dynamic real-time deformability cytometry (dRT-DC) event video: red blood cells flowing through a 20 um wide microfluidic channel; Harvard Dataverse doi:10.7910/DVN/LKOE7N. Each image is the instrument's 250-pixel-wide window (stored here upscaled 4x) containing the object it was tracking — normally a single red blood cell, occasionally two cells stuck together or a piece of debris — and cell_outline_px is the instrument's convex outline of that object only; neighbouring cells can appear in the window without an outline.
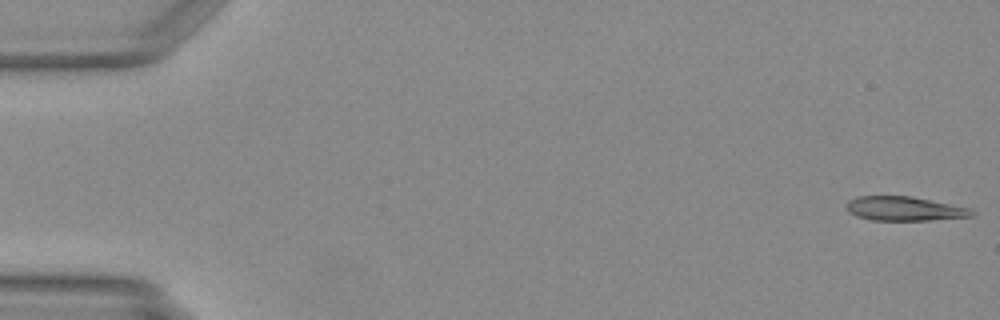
{"species": "Egyptian fruit bat (a non-hibernating species)", "species_latin": "Rousettus aegyptiacus", "temperature_condition": "warm", "stored_images_in_passage": 16, "camera_frame_rate_fps": 3000, "um_per_image_px": 0.085, "animal": {"sex": "female"}, "frame": {"image": 1, "passage_image": 1, "time_ms": 0.0, "image_size_px": [1000, 320], "cell_outline_px": [[976, 212], [972, 216], [928, 220], [872, 220], [856, 216], [848, 212], [848, 200], [856, 196], [912, 196], [972, 208]], "centroid_in_image_um": [76.9, 17.73], "position_along_channel_um": 8.1, "area_um2": 17.69}}
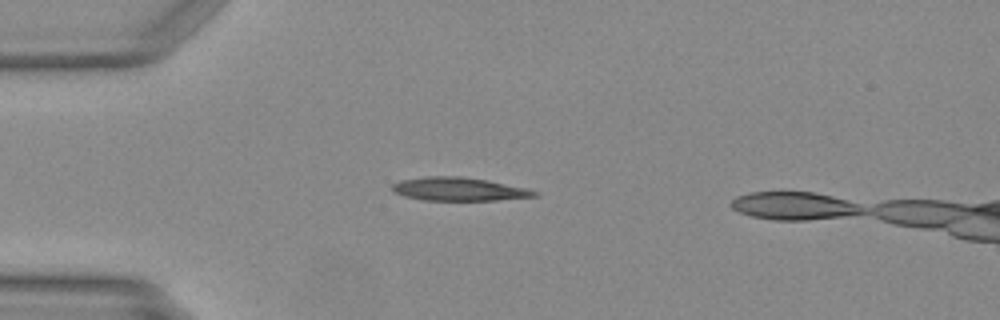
{"frame": {"image": 2, "passage_image": 13, "time_ms": 4.0, "image_size_px": [1000, 320], "cell_outline_px": [[540, 196], [496, 200], [424, 200], [404, 196], [392, 192], [392, 184], [400, 180], [424, 176], [460, 176], [488, 180], [524, 188], [540, 192]], "centroid_in_image_um": [38.98, 16.07], "position_along_channel_um": 46.0, "area_um2": 19.42}}